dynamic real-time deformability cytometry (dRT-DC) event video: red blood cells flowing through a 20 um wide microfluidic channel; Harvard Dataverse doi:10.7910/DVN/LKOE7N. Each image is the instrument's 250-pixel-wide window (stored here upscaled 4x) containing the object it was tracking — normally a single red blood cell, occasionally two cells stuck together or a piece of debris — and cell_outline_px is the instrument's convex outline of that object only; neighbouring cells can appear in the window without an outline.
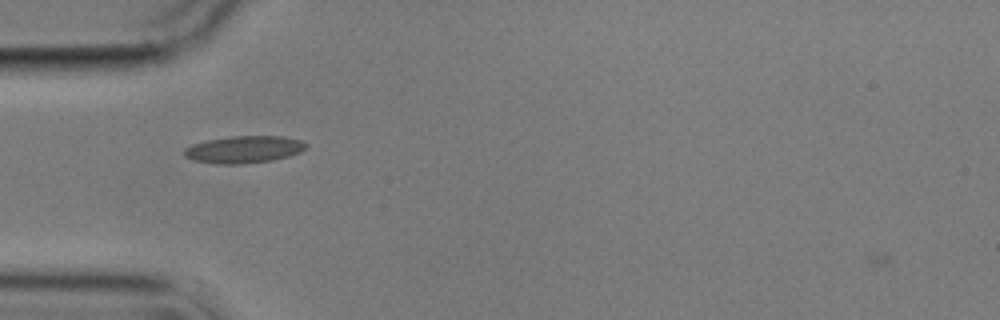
{"species": "common noctule bat (a hibernating species)", "species_latin": "Nyctalus noctula", "temperature_condition": "cold", "stored_images_in_passage": 3, "camera_frame_rate_fps": 3000, "um_per_image_px": 0.085, "animal": {"sex": "male", "body_mass_g": 17.9}, "frame": {"image": 1, "passage_image": 1, "time_ms": 0.0, "image_size_px": [1000, 320], "cell_outline_px": [[308, 144], [300, 152], [288, 156], [272, 160], [244, 164], [216, 164], [196, 160], [184, 156], [184, 148], [192, 144], [208, 140], [232, 136], [284, 136], [300, 140]], "centroid_in_image_um": [20.73, 12.7], "position_along_channel_um": 64.3, "area_um2": 19.19}}
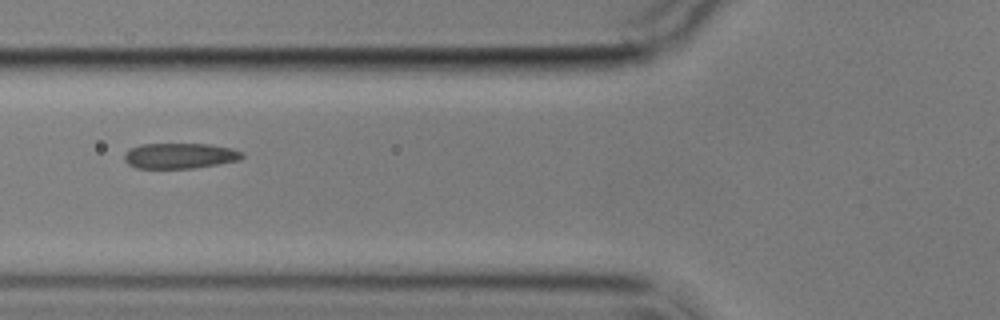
{"frame": {"image": 2, "passage_image": 2, "time_ms": 1.333, "image_size_px": [1000, 320], "cell_outline_px": [[244, 156], [240, 160], [196, 168], [136, 168], [128, 164], [124, 160], [124, 152], [140, 144], [208, 144], [232, 148], [244, 152]], "centroid_in_image_um": [15.3, 13.24], "position_along_channel_um": 110.5, "area_um2": 17.63}}
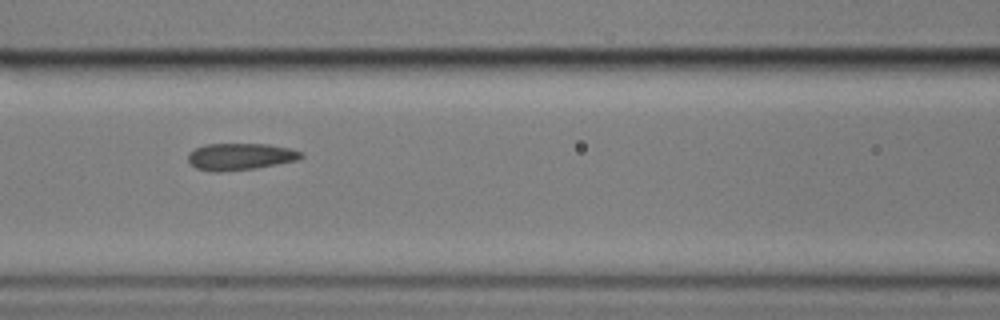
{"frame": {"image": 3, "passage_image": 3, "time_ms": 2.333, "image_size_px": [1000, 320], "cell_outline_px": [[304, 156], [296, 160], [256, 168], [220, 172], [212, 172], [196, 168], [188, 160], [188, 152], [204, 144], [268, 144], [288, 148], [300, 152]], "centroid_in_image_um": [20.37, 13.31], "position_along_channel_um": 146.2, "area_um2": 17.57}}